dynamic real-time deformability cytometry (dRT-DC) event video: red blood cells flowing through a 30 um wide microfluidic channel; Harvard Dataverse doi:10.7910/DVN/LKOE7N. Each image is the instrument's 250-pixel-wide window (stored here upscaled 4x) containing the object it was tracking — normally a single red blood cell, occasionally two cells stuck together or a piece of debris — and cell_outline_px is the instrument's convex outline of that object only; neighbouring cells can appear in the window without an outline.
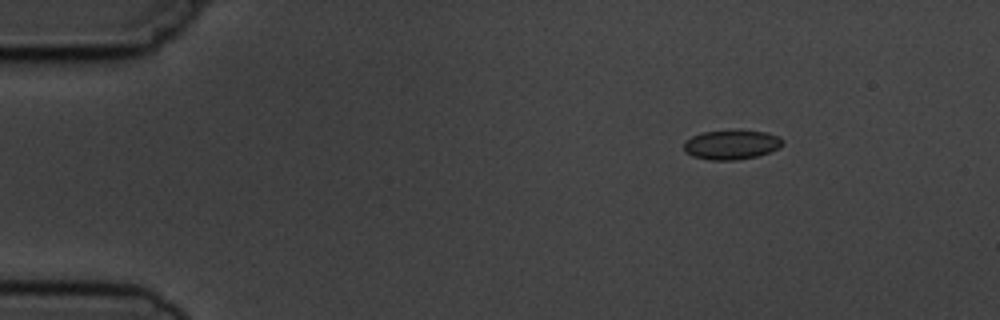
{"species": "common noctule bat (a hibernating species)", "species_latin": "Nyctalus noctula", "temperature_condition": "cold", "stored_images_in_passage": 7, "camera_frame_rate_fps": 3000, "um_per_image_px": 0.085, "animal": {"sex": "male", "body_mass_g": 19.5, "forearm_length_mm": 54.6}, "frame": {"image": 1, "passage_image": 3, "time_ms": 2.333, "image_size_px": [1000, 320], "cell_outline_px": [[784, 144], [780, 148], [756, 156], [736, 160], [712, 160], [692, 156], [684, 152], [684, 140], [692, 136], [704, 132], [764, 132], [780, 136], [784, 140]], "centroid_in_image_um": [62.17, 12.33], "position_along_channel_um": 22.8, "area_um2": 16.59}}
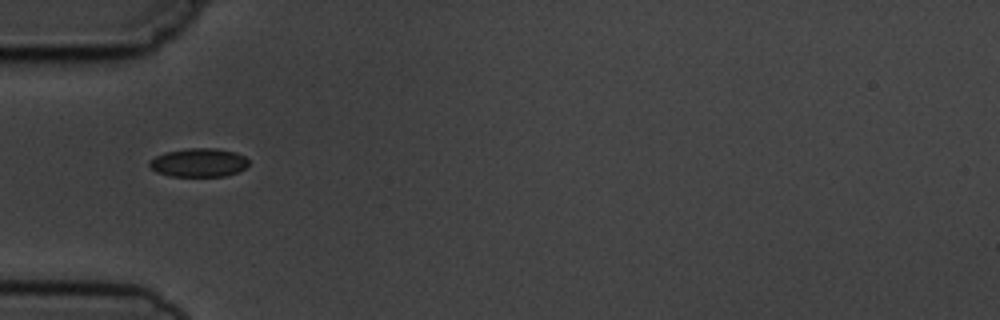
{"frame": {"image": 2, "passage_image": 6, "time_ms": 5.667, "image_size_px": [1000, 320], "cell_outline_px": [[248, 164], [244, 168], [236, 172], [224, 176], [172, 176], [156, 172], [148, 164], [156, 156], [164, 152], [188, 148], [216, 148], [236, 152], [244, 156], [248, 160]], "centroid_in_image_um": [16.89, 13.81], "position_along_channel_um": 68.1, "area_um2": 16.42}}
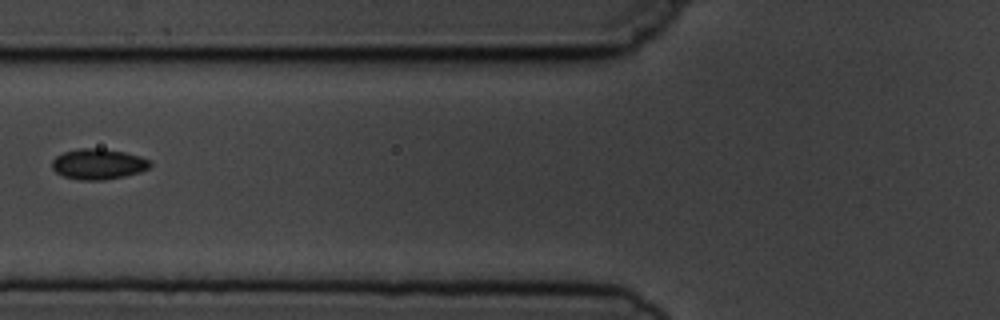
{"frame": {"image": 3, "passage_image": 7, "time_ms": 7.0, "image_size_px": [1000, 320], "cell_outline_px": [[152, 164], [148, 168], [140, 172], [124, 176], [104, 180], [80, 180], [64, 176], [56, 172], [52, 168], [52, 160], [56, 156], [64, 152], [80, 148], [100, 148], [124, 152], [140, 156], [148, 160]], "centroid_in_image_um": [8.34, 13.94], "position_along_channel_um": 117.5, "area_um2": 17.4}}